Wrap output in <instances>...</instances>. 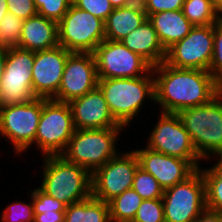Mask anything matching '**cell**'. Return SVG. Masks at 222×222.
<instances>
[{"instance_id":"8fae6325","label":"cell","mask_w":222,"mask_h":222,"mask_svg":"<svg viewBox=\"0 0 222 222\" xmlns=\"http://www.w3.org/2000/svg\"><path fill=\"white\" fill-rule=\"evenodd\" d=\"M150 134L147 148L185 159L196 169L200 168L198 160L202 158L198 155L190 135L176 113L161 112L160 119Z\"/></svg>"},{"instance_id":"d6a6232c","label":"cell","mask_w":222,"mask_h":222,"mask_svg":"<svg viewBox=\"0 0 222 222\" xmlns=\"http://www.w3.org/2000/svg\"><path fill=\"white\" fill-rule=\"evenodd\" d=\"M30 197L32 198L34 213L65 211L66 209L64 203L47 195L39 187L31 193Z\"/></svg>"},{"instance_id":"ab89813d","label":"cell","mask_w":222,"mask_h":222,"mask_svg":"<svg viewBox=\"0 0 222 222\" xmlns=\"http://www.w3.org/2000/svg\"><path fill=\"white\" fill-rule=\"evenodd\" d=\"M114 8L125 7L133 4L132 0H109Z\"/></svg>"},{"instance_id":"7a4b0ae2","label":"cell","mask_w":222,"mask_h":222,"mask_svg":"<svg viewBox=\"0 0 222 222\" xmlns=\"http://www.w3.org/2000/svg\"><path fill=\"white\" fill-rule=\"evenodd\" d=\"M43 180L39 187L47 195L66 206L92 196L91 173L68 162L61 155L45 156Z\"/></svg>"},{"instance_id":"f35d334b","label":"cell","mask_w":222,"mask_h":222,"mask_svg":"<svg viewBox=\"0 0 222 222\" xmlns=\"http://www.w3.org/2000/svg\"><path fill=\"white\" fill-rule=\"evenodd\" d=\"M6 49H0V83L5 70Z\"/></svg>"},{"instance_id":"6da1fadb","label":"cell","mask_w":222,"mask_h":222,"mask_svg":"<svg viewBox=\"0 0 222 222\" xmlns=\"http://www.w3.org/2000/svg\"><path fill=\"white\" fill-rule=\"evenodd\" d=\"M154 101L163 113H178L183 109L209 103L222 87L211 73L201 69H180L165 62L153 66Z\"/></svg>"},{"instance_id":"484cf974","label":"cell","mask_w":222,"mask_h":222,"mask_svg":"<svg viewBox=\"0 0 222 222\" xmlns=\"http://www.w3.org/2000/svg\"><path fill=\"white\" fill-rule=\"evenodd\" d=\"M182 12L193 26L214 25L220 18L212 0H185Z\"/></svg>"},{"instance_id":"4316f807","label":"cell","mask_w":222,"mask_h":222,"mask_svg":"<svg viewBox=\"0 0 222 222\" xmlns=\"http://www.w3.org/2000/svg\"><path fill=\"white\" fill-rule=\"evenodd\" d=\"M0 21V49L17 47L24 20L11 12H7Z\"/></svg>"},{"instance_id":"f1b7e54d","label":"cell","mask_w":222,"mask_h":222,"mask_svg":"<svg viewBox=\"0 0 222 222\" xmlns=\"http://www.w3.org/2000/svg\"><path fill=\"white\" fill-rule=\"evenodd\" d=\"M37 13L47 19L59 22L66 14L72 0H33Z\"/></svg>"},{"instance_id":"d4e9b609","label":"cell","mask_w":222,"mask_h":222,"mask_svg":"<svg viewBox=\"0 0 222 222\" xmlns=\"http://www.w3.org/2000/svg\"><path fill=\"white\" fill-rule=\"evenodd\" d=\"M205 182L206 208L222 212V156L211 168L201 170Z\"/></svg>"},{"instance_id":"74e56055","label":"cell","mask_w":222,"mask_h":222,"mask_svg":"<svg viewBox=\"0 0 222 222\" xmlns=\"http://www.w3.org/2000/svg\"><path fill=\"white\" fill-rule=\"evenodd\" d=\"M190 222H222V212L205 209L197 218Z\"/></svg>"},{"instance_id":"83f0119b","label":"cell","mask_w":222,"mask_h":222,"mask_svg":"<svg viewBox=\"0 0 222 222\" xmlns=\"http://www.w3.org/2000/svg\"><path fill=\"white\" fill-rule=\"evenodd\" d=\"M135 190L143 200L162 198L164 189L158 183L154 176L138 167L132 184Z\"/></svg>"},{"instance_id":"8d00e7d4","label":"cell","mask_w":222,"mask_h":222,"mask_svg":"<svg viewBox=\"0 0 222 222\" xmlns=\"http://www.w3.org/2000/svg\"><path fill=\"white\" fill-rule=\"evenodd\" d=\"M34 222H64L65 211L34 213Z\"/></svg>"},{"instance_id":"ba28073f","label":"cell","mask_w":222,"mask_h":222,"mask_svg":"<svg viewBox=\"0 0 222 222\" xmlns=\"http://www.w3.org/2000/svg\"><path fill=\"white\" fill-rule=\"evenodd\" d=\"M34 52L20 47L6 49L5 70L0 83V108L25 104L36 98L32 89Z\"/></svg>"},{"instance_id":"7bdbcfd3","label":"cell","mask_w":222,"mask_h":222,"mask_svg":"<svg viewBox=\"0 0 222 222\" xmlns=\"http://www.w3.org/2000/svg\"><path fill=\"white\" fill-rule=\"evenodd\" d=\"M132 2L133 4L144 7L149 2V0H132Z\"/></svg>"},{"instance_id":"4dcf8cb0","label":"cell","mask_w":222,"mask_h":222,"mask_svg":"<svg viewBox=\"0 0 222 222\" xmlns=\"http://www.w3.org/2000/svg\"><path fill=\"white\" fill-rule=\"evenodd\" d=\"M209 72L222 87V17L214 24V44Z\"/></svg>"},{"instance_id":"e575fe53","label":"cell","mask_w":222,"mask_h":222,"mask_svg":"<svg viewBox=\"0 0 222 222\" xmlns=\"http://www.w3.org/2000/svg\"><path fill=\"white\" fill-rule=\"evenodd\" d=\"M8 12L26 20L37 15V9L33 0H7Z\"/></svg>"},{"instance_id":"30bf717a","label":"cell","mask_w":222,"mask_h":222,"mask_svg":"<svg viewBox=\"0 0 222 222\" xmlns=\"http://www.w3.org/2000/svg\"><path fill=\"white\" fill-rule=\"evenodd\" d=\"M93 54L98 79L136 78L148 74L153 68L147 60L129 50L120 41L105 39Z\"/></svg>"},{"instance_id":"e0dca14e","label":"cell","mask_w":222,"mask_h":222,"mask_svg":"<svg viewBox=\"0 0 222 222\" xmlns=\"http://www.w3.org/2000/svg\"><path fill=\"white\" fill-rule=\"evenodd\" d=\"M139 167L150 173L166 190L186 180L197 169L187 160L165 155L149 148L136 149Z\"/></svg>"},{"instance_id":"5bb4252c","label":"cell","mask_w":222,"mask_h":222,"mask_svg":"<svg viewBox=\"0 0 222 222\" xmlns=\"http://www.w3.org/2000/svg\"><path fill=\"white\" fill-rule=\"evenodd\" d=\"M214 44V25L194 26L181 41L166 50L164 62L180 69L209 71Z\"/></svg>"},{"instance_id":"d590c367","label":"cell","mask_w":222,"mask_h":222,"mask_svg":"<svg viewBox=\"0 0 222 222\" xmlns=\"http://www.w3.org/2000/svg\"><path fill=\"white\" fill-rule=\"evenodd\" d=\"M185 0H149L143 7L147 15L164 11L182 10Z\"/></svg>"},{"instance_id":"ac0fdd59","label":"cell","mask_w":222,"mask_h":222,"mask_svg":"<svg viewBox=\"0 0 222 222\" xmlns=\"http://www.w3.org/2000/svg\"><path fill=\"white\" fill-rule=\"evenodd\" d=\"M75 129L124 127L110 113L103 92L97 86L84 96L68 102Z\"/></svg>"},{"instance_id":"ffe728a7","label":"cell","mask_w":222,"mask_h":222,"mask_svg":"<svg viewBox=\"0 0 222 222\" xmlns=\"http://www.w3.org/2000/svg\"><path fill=\"white\" fill-rule=\"evenodd\" d=\"M120 42L132 52L142 56L152 66L159 65L165 60L166 50L148 18Z\"/></svg>"},{"instance_id":"836d02e7","label":"cell","mask_w":222,"mask_h":222,"mask_svg":"<svg viewBox=\"0 0 222 222\" xmlns=\"http://www.w3.org/2000/svg\"><path fill=\"white\" fill-rule=\"evenodd\" d=\"M72 5L93 14L104 22L114 9L109 0H72Z\"/></svg>"},{"instance_id":"8992f818","label":"cell","mask_w":222,"mask_h":222,"mask_svg":"<svg viewBox=\"0 0 222 222\" xmlns=\"http://www.w3.org/2000/svg\"><path fill=\"white\" fill-rule=\"evenodd\" d=\"M75 130L68 103L42 98V113L37 127L35 145L44 156L61 155Z\"/></svg>"},{"instance_id":"44dd1931","label":"cell","mask_w":222,"mask_h":222,"mask_svg":"<svg viewBox=\"0 0 222 222\" xmlns=\"http://www.w3.org/2000/svg\"><path fill=\"white\" fill-rule=\"evenodd\" d=\"M147 16L165 50L181 41L194 27L182 10L164 11Z\"/></svg>"},{"instance_id":"60d3db41","label":"cell","mask_w":222,"mask_h":222,"mask_svg":"<svg viewBox=\"0 0 222 222\" xmlns=\"http://www.w3.org/2000/svg\"><path fill=\"white\" fill-rule=\"evenodd\" d=\"M7 0H0V20L4 18L5 14L8 12ZM1 22V21H0Z\"/></svg>"},{"instance_id":"7402d4cb","label":"cell","mask_w":222,"mask_h":222,"mask_svg":"<svg viewBox=\"0 0 222 222\" xmlns=\"http://www.w3.org/2000/svg\"><path fill=\"white\" fill-rule=\"evenodd\" d=\"M148 18L143 7L131 4L114 8L105 20V39L120 41Z\"/></svg>"},{"instance_id":"9c48e42d","label":"cell","mask_w":222,"mask_h":222,"mask_svg":"<svg viewBox=\"0 0 222 222\" xmlns=\"http://www.w3.org/2000/svg\"><path fill=\"white\" fill-rule=\"evenodd\" d=\"M165 222H190L206 209L205 182L201 169L164 190L161 198Z\"/></svg>"},{"instance_id":"7c38bea8","label":"cell","mask_w":222,"mask_h":222,"mask_svg":"<svg viewBox=\"0 0 222 222\" xmlns=\"http://www.w3.org/2000/svg\"><path fill=\"white\" fill-rule=\"evenodd\" d=\"M138 167L135 151L117 154L91 174L92 196L108 203L125 190L131 189Z\"/></svg>"},{"instance_id":"f546056e","label":"cell","mask_w":222,"mask_h":222,"mask_svg":"<svg viewBox=\"0 0 222 222\" xmlns=\"http://www.w3.org/2000/svg\"><path fill=\"white\" fill-rule=\"evenodd\" d=\"M133 222H165L162 199L143 200L137 209Z\"/></svg>"},{"instance_id":"277c9868","label":"cell","mask_w":222,"mask_h":222,"mask_svg":"<svg viewBox=\"0 0 222 222\" xmlns=\"http://www.w3.org/2000/svg\"><path fill=\"white\" fill-rule=\"evenodd\" d=\"M152 70L136 78L98 79V87L103 92L110 113L122 126L126 127L137 116L144 98L154 101V78Z\"/></svg>"},{"instance_id":"b9f144b4","label":"cell","mask_w":222,"mask_h":222,"mask_svg":"<svg viewBox=\"0 0 222 222\" xmlns=\"http://www.w3.org/2000/svg\"><path fill=\"white\" fill-rule=\"evenodd\" d=\"M212 1H213L215 10L219 14V16L222 17V0H212Z\"/></svg>"},{"instance_id":"ee69618b","label":"cell","mask_w":222,"mask_h":222,"mask_svg":"<svg viewBox=\"0 0 222 222\" xmlns=\"http://www.w3.org/2000/svg\"><path fill=\"white\" fill-rule=\"evenodd\" d=\"M111 222H133V221H111Z\"/></svg>"},{"instance_id":"9a60e30c","label":"cell","mask_w":222,"mask_h":222,"mask_svg":"<svg viewBox=\"0 0 222 222\" xmlns=\"http://www.w3.org/2000/svg\"><path fill=\"white\" fill-rule=\"evenodd\" d=\"M97 86L94 54L72 52L66 60L58 93L52 99L68 103L72 99L84 96Z\"/></svg>"},{"instance_id":"3957f363","label":"cell","mask_w":222,"mask_h":222,"mask_svg":"<svg viewBox=\"0 0 222 222\" xmlns=\"http://www.w3.org/2000/svg\"><path fill=\"white\" fill-rule=\"evenodd\" d=\"M177 115L201 158L222 156V91L209 103L183 109Z\"/></svg>"},{"instance_id":"603a6c76","label":"cell","mask_w":222,"mask_h":222,"mask_svg":"<svg viewBox=\"0 0 222 222\" xmlns=\"http://www.w3.org/2000/svg\"><path fill=\"white\" fill-rule=\"evenodd\" d=\"M64 222H111L108 203L93 196L66 206Z\"/></svg>"},{"instance_id":"4fadbf2b","label":"cell","mask_w":222,"mask_h":222,"mask_svg":"<svg viewBox=\"0 0 222 222\" xmlns=\"http://www.w3.org/2000/svg\"><path fill=\"white\" fill-rule=\"evenodd\" d=\"M41 113L42 98L0 108V134L11 140L17 154L35 143Z\"/></svg>"},{"instance_id":"1f68e13d","label":"cell","mask_w":222,"mask_h":222,"mask_svg":"<svg viewBox=\"0 0 222 222\" xmlns=\"http://www.w3.org/2000/svg\"><path fill=\"white\" fill-rule=\"evenodd\" d=\"M32 199L29 204L23 202L12 203L4 210L2 222H34Z\"/></svg>"},{"instance_id":"d6986e66","label":"cell","mask_w":222,"mask_h":222,"mask_svg":"<svg viewBox=\"0 0 222 222\" xmlns=\"http://www.w3.org/2000/svg\"><path fill=\"white\" fill-rule=\"evenodd\" d=\"M58 45L57 22L38 14L23 21L18 47L37 52Z\"/></svg>"},{"instance_id":"52a82bcc","label":"cell","mask_w":222,"mask_h":222,"mask_svg":"<svg viewBox=\"0 0 222 222\" xmlns=\"http://www.w3.org/2000/svg\"><path fill=\"white\" fill-rule=\"evenodd\" d=\"M104 40V21L74 5L58 22L59 45L70 52L93 53Z\"/></svg>"},{"instance_id":"cb8c5ba5","label":"cell","mask_w":222,"mask_h":222,"mask_svg":"<svg viewBox=\"0 0 222 222\" xmlns=\"http://www.w3.org/2000/svg\"><path fill=\"white\" fill-rule=\"evenodd\" d=\"M143 202L141 196L132 188L125 190L108 202L111 221H133L137 209Z\"/></svg>"},{"instance_id":"2e32d148","label":"cell","mask_w":222,"mask_h":222,"mask_svg":"<svg viewBox=\"0 0 222 222\" xmlns=\"http://www.w3.org/2000/svg\"><path fill=\"white\" fill-rule=\"evenodd\" d=\"M72 52L58 45L34 52L32 89L36 98L52 99L59 90L64 66Z\"/></svg>"},{"instance_id":"5b68a950","label":"cell","mask_w":222,"mask_h":222,"mask_svg":"<svg viewBox=\"0 0 222 222\" xmlns=\"http://www.w3.org/2000/svg\"><path fill=\"white\" fill-rule=\"evenodd\" d=\"M122 128L76 129L61 156L92 174L117 155L115 144Z\"/></svg>"}]
</instances>
